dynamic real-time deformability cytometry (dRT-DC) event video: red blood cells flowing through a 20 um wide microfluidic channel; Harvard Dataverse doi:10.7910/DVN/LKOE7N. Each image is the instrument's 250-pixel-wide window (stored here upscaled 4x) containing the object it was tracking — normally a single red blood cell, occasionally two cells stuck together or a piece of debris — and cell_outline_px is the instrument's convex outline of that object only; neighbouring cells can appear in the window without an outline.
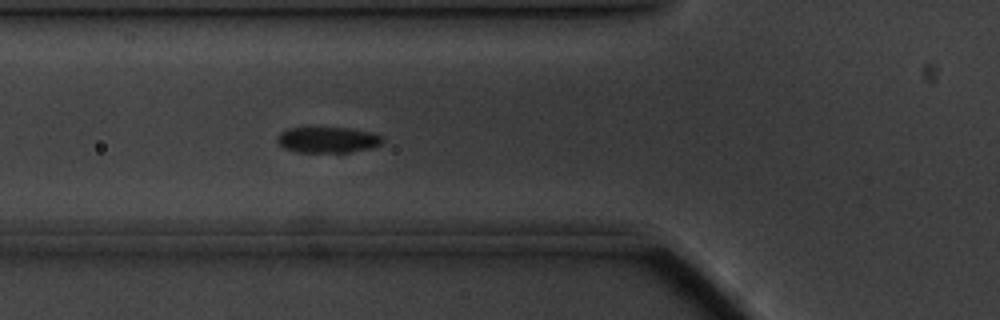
{"species": "common noctule bat (a hibernating species)", "species_latin": "Nyctalus noctula", "temperature_condition": "cold", "stored_images_in_passage": 56, "camera_frame_rate_fps": 3000, "um_per_image_px": 0.085, "animal": {"sex": "male", "body_mass_g": 20.1, "forearm_length_mm": 53.5}, "frame": {"image": 1, "passage_image": 17, "time_ms": 5.333, "image_size_px": [1000, 320], "cell_outline_px": [[384, 140], [380, 144], [372, 148], [348, 152], [296, 152], [284, 148], [276, 140], [276, 136], [280, 132], [288, 128], [348, 128], [372, 132], [380, 136]], "centroid_in_image_um": [27.83, 11.89], "position_along_channel_um": 98.0, "area_um2": 15.84}, "authors_computed_cell_mechanics": {"area_um2": 16.7331, "velocity_mm_per_s": 3.4171, "shape_relaxation_time_tau1_ms": 8.7108, "shape_relaxation_time_tau2_ms": null, "deformation_change_tau1": 0.2085, "deformation_change_tau2": null}}